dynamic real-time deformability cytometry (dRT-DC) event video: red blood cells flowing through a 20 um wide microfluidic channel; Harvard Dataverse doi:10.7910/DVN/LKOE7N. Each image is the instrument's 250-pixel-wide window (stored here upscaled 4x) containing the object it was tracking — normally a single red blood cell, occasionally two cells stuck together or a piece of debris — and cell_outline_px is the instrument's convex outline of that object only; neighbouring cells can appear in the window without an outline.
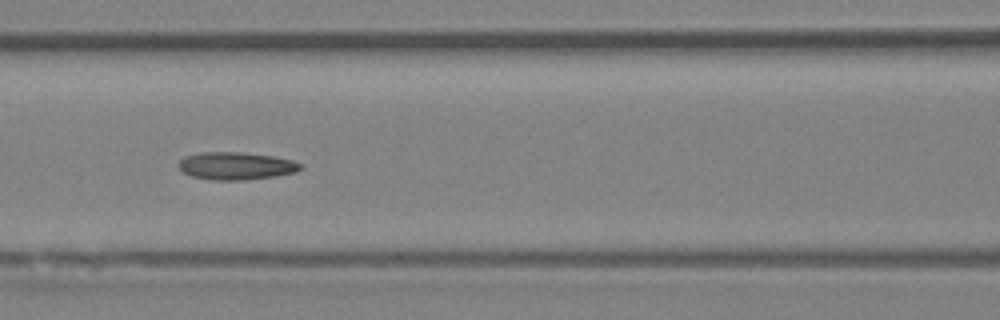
{"species": "Egyptian fruit bat (a non-hibernating species)", "species_latin": "Rousettus aegyptiacus", "temperature_condition": "room temperature", "stored_images_in_passage": 51, "camera_frame_rate_fps": 3000, "um_per_image_px": 0.085, "animal": {"sex": "female"}, "frame": {"image": 1, "passage_image": 22, "time_ms": 7.0, "image_size_px": [1000, 320], "cell_outline_px": [[304, 168], [296, 172], [276, 176], [244, 180], [212, 180], [192, 176], [184, 172], [176, 164], [184, 156], [200, 152], [244, 152], [272, 156], [292, 160], [304, 164]], "centroid_in_image_um": [20.09, 14.09], "position_along_channel_um": 146.5, "area_um2": 19.83}, "authors_computed_cell_mechanics": {"area_um2": 19.3052, "velocity_mm_per_s": 4.0067, "shape_relaxation_time_tau1_ms": 6.0986, "shape_relaxation_time_tau2_ms": 3.837, "deformation_change_tau1": 0.1562, "deformation_change_tau2": 0.1099}}